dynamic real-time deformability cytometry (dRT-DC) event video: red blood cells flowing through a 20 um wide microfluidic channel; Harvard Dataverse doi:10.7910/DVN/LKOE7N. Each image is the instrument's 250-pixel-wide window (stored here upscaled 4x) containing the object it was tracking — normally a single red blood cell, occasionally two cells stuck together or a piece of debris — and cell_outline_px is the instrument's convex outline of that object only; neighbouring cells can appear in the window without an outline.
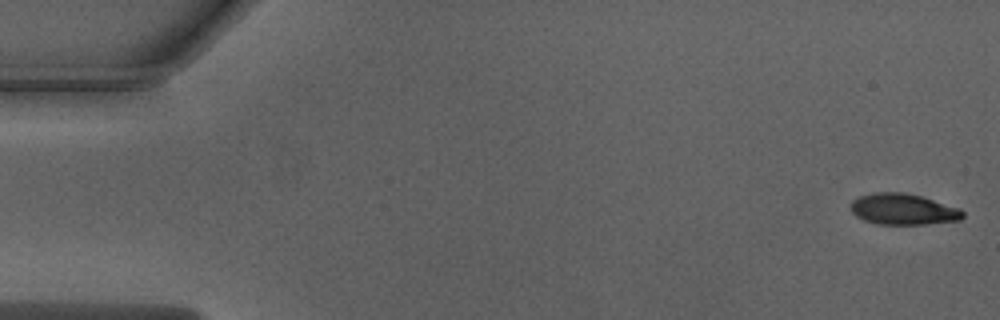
{"species": "Egyptian fruit bat (a non-hibernating species)", "species_latin": "Rousettus aegyptiacus", "temperature_condition": "warm", "stored_images_in_passage": 5, "camera_frame_rate_fps": 3000, "um_per_image_px": 0.085, "animal": {"sex": "male"}, "frame": {"image": 1, "passage_image": 1, "time_ms": 0.0, "image_size_px": [1000, 320], "cell_outline_px": [[964, 216], [960, 220], [928, 224], [876, 224], [864, 220], [856, 216], [852, 212], [848, 204], [852, 200], [860, 196], [876, 192], [904, 192], [920, 196], [960, 208], [964, 212]], "centroid_in_image_um": [76.74, 17.79], "position_along_channel_um": 8.3, "area_um2": 20.4}}